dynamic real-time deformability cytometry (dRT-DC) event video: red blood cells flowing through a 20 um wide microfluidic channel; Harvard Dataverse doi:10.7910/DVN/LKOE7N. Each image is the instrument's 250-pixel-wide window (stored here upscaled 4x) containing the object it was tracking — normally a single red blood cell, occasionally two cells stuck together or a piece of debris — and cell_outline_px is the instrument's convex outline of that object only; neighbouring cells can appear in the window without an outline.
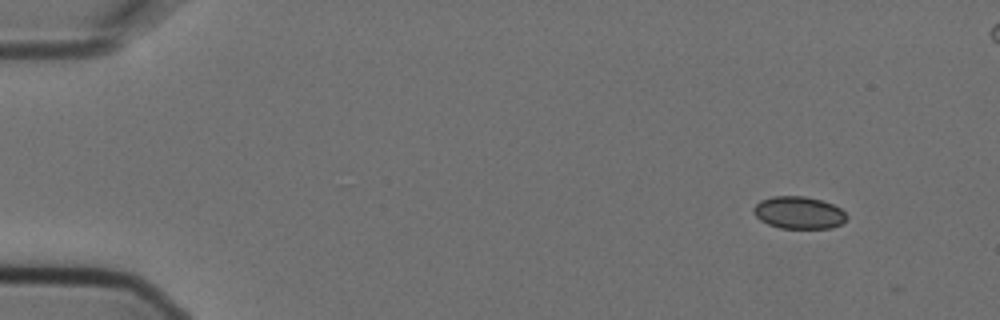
{"species": "Egyptian fruit bat (a non-hibernating species)", "species_latin": "Rousettus aegyptiacus", "temperature_condition": "cold", "stored_images_in_passage": 8, "camera_frame_rate_fps": 3000, "um_per_image_px": 0.085, "animal": {"sex": "female"}, "frame": {"image": 1, "passage_image": 1, "time_ms": 0.0, "image_size_px": [1000, 320], "cell_outline_px": [[848, 216], [840, 224], [832, 228], [780, 228], [768, 224], [760, 220], [752, 212], [752, 208], [760, 200], [772, 196], [804, 196], [820, 200], [832, 204], [840, 208]], "centroid_in_image_um": [67.86, 18.07], "position_along_channel_um": 17.1, "area_um2": 17.51}}
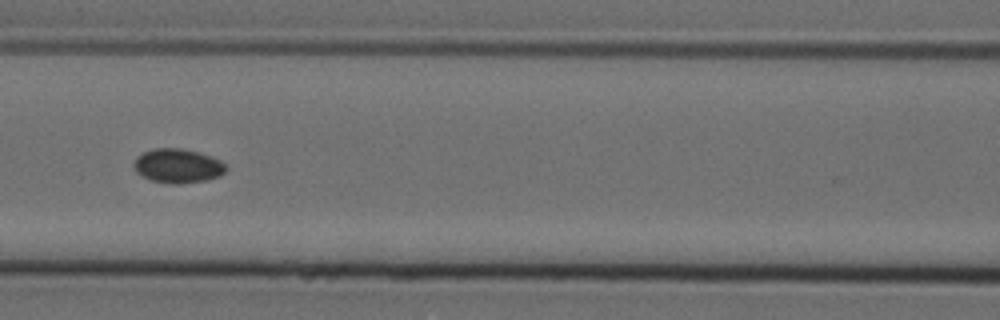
{"frame": {"image": 2, "passage_image": 6, "time_ms": 1.667, "image_size_px": [1000, 320], "cell_outline_px": [[228, 168], [220, 176], [204, 180], [180, 184], [172, 184], [152, 180], [136, 172], [132, 164], [136, 156], [152, 148], [180, 148], [196, 152], [220, 160]], "centroid_in_image_um": [15.07, 14.1], "position_along_channel_um": 151.5, "area_um2": 18.21}}
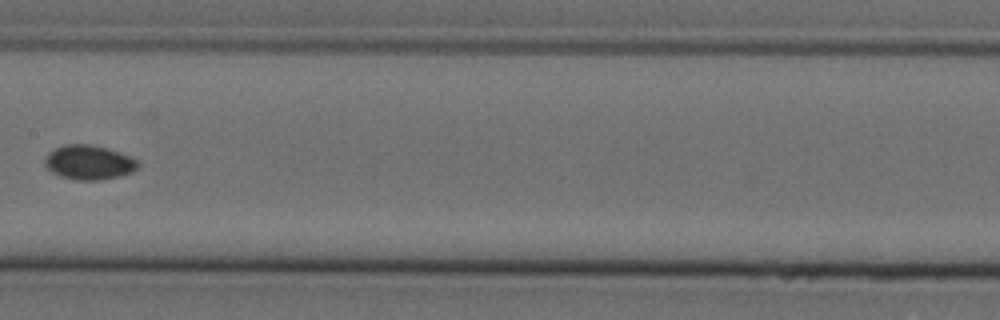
{"frame": {"image": 3, "passage_image": 7, "time_ms": 2.0, "image_size_px": [1000, 320], "cell_outline_px": [[140, 164], [132, 172], [120, 176], [100, 180], [76, 180], [60, 176], [52, 172], [44, 164], [44, 160], [48, 152], [64, 144], [92, 144], [108, 148], [120, 152], [136, 160]], "centroid_in_image_um": [7.54, 13.8], "position_along_channel_um": 199.9, "area_um2": 18.73}}